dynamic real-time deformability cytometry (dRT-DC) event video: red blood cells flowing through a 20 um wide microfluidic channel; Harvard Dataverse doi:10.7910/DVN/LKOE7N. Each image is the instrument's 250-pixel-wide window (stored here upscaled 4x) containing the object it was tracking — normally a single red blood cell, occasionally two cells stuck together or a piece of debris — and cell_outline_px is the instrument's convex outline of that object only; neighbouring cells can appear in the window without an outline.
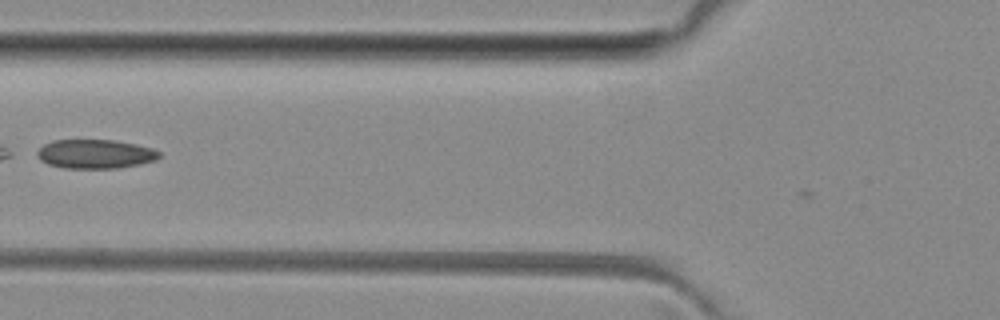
{"species": "common noctule bat (a hibernating species)", "species_latin": "Nyctalus noctula", "temperature_condition": "room temperature", "stored_images_in_passage": 4, "camera_frame_rate_fps": 3000, "um_per_image_px": 0.085, "animal": {"sex": "female", "body_mass_g": 29.2, "forearm_length_mm": 56.3}, "frame": {"image": 1, "passage_image": 4, "time_ms": 5.0, "image_size_px": [1000, 320], "cell_outline_px": [[160, 156], [156, 160], [140, 164], [116, 168], [64, 168], [48, 164], [40, 160], [36, 156], [36, 152], [44, 144], [52, 140], [112, 140], [136, 144], [152, 148], [160, 152]], "centroid_in_image_um": [8.08, 13.09], "position_along_channel_um": 117.7, "area_um2": 20.69}}